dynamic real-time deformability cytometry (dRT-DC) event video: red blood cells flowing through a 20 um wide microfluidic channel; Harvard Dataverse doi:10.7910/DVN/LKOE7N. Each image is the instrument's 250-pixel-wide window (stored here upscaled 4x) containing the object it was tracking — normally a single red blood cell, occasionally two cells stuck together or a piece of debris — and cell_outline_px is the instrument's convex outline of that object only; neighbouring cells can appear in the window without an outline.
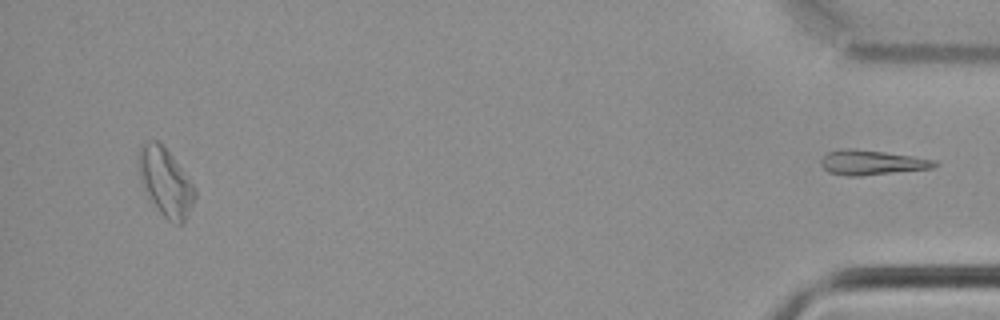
{"species": "common noctule bat (a hibernating species)", "species_latin": "Nyctalus noctula", "temperature_condition": "cold", "stored_images_in_passage": 40, "segment_of_instrument_passage": [2, 2], "camera_frame_rate_fps": 3000, "um_per_image_px": 0.085, "animal": {"sex": "male", "body_mass_g": 21.5, "forearm_length_mm": 52.0}, "frame": {"image": 1, "passage_image": 40, "time_ms": 13.0, "image_size_px": [1000, 320], "cell_outline_px": [[940, 164], [932, 168], [860, 176], [848, 176], [828, 172], [820, 164], [820, 160], [828, 152], [844, 148], [852, 148], [884, 152], [912, 156], [936, 160]], "centroid_in_image_um": [74.09, 13.81], "position_along_channel_um": 361.1, "area_um2": 16.36}}